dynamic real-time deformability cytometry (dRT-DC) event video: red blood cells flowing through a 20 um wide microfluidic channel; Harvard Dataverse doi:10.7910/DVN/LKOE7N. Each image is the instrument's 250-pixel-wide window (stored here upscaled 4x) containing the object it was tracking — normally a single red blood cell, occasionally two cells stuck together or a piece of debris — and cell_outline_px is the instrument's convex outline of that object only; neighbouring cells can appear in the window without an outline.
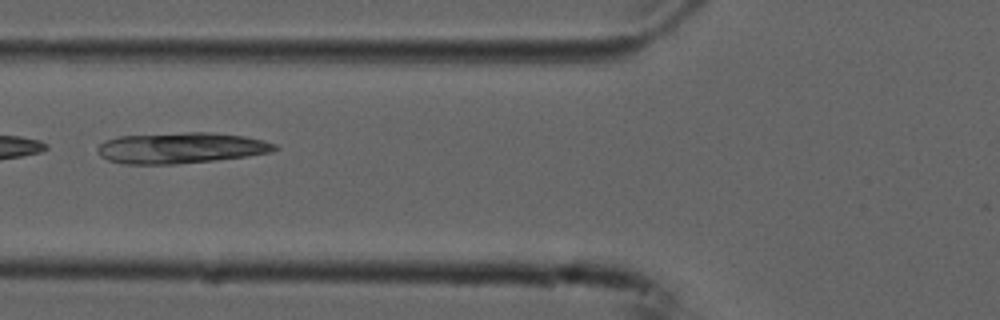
{"species": "common noctule bat (a hibernating species)", "species_latin": "Nyctalus noctula", "temperature_condition": "cold", "stored_images_in_passage": 23, "camera_frame_rate_fps": 3000, "um_per_image_px": 0.085, "animal": {"sex": "male", "forearm_length_mm": 52.5}, "frame": {"image": 1, "passage_image": 4, "time_ms": 1.0, "image_size_px": [1000, 320], "cell_outline_px": [[280, 148], [272, 152], [248, 156], [216, 160], [176, 164], [124, 164], [108, 160], [100, 156], [96, 148], [104, 140], [120, 136], [184, 132], [208, 132], [244, 136], [264, 140], [276, 144]], "centroid_in_image_um": [15.39, 12.57], "position_along_channel_um": 110.4, "area_um2": 32.14}}
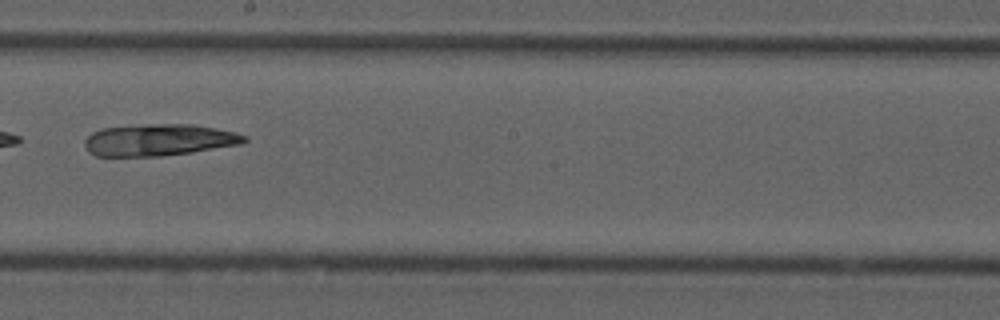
{"frame": {"image": 2, "passage_image": 14, "time_ms": 4.333, "image_size_px": [1000, 320], "cell_outline_px": [[248, 140], [240, 144], [192, 152], [160, 156], [96, 156], [88, 152], [84, 144], [84, 140], [92, 132], [100, 128], [148, 124], [192, 124], [236, 132], [248, 136]], "centroid_in_image_um": [13.49, 11.89], "position_along_channel_um": 234.7, "area_um2": 29.65}}
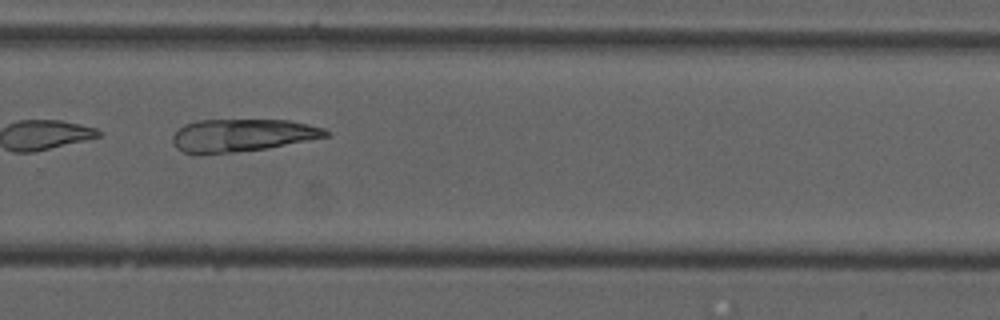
{"frame": {"image": 3, "passage_image": 20, "time_ms": 6.333, "image_size_px": [1000, 320], "cell_outline_px": [[332, 132], [328, 136], [268, 148], [196, 156], [184, 152], [176, 148], [172, 144], [172, 136], [184, 124], [196, 120], [288, 120], [324, 128]], "centroid_in_image_um": [20.52, 11.51], "position_along_channel_um": 309.3, "area_um2": 29.36}}